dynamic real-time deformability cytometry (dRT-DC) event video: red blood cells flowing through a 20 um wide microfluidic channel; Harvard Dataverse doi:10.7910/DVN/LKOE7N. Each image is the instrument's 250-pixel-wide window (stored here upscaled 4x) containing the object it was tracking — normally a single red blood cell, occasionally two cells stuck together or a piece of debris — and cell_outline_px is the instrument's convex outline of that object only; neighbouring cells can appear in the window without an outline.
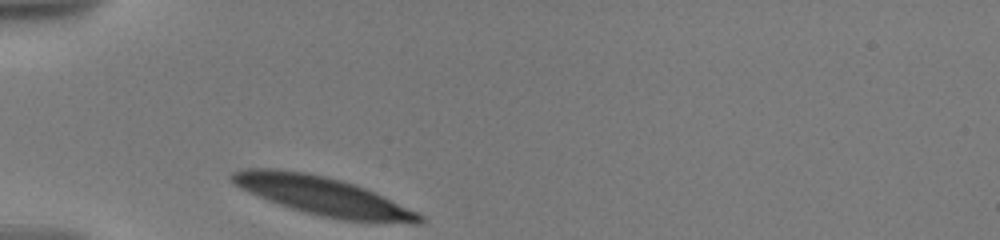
{"species": "human", "species_latin": "Homo sapiens", "temperature_condition": "warm", "stored_images_in_passage": 8, "camera_frame_rate_fps": 3000, "um_per_image_px": 0.085, "donor": {"sex": "male"}, "frame": {"image": 1, "passage_image": 1, "time_ms": 0.0, "image_size_px": [1000, 240], "cell_outline_px": [[424, 220], [420, 224], [412, 224], [344, 220], [320, 216], [304, 212], [268, 200], [240, 188], [228, 176], [232, 172], [244, 168], [276, 168], [304, 172], [324, 176], [340, 180], [364, 188], [416, 212], [424, 216]], "centroid_in_image_um": [27.41, 16.66], "position_along_channel_um": 57.6, "area_um2": 41.44}}
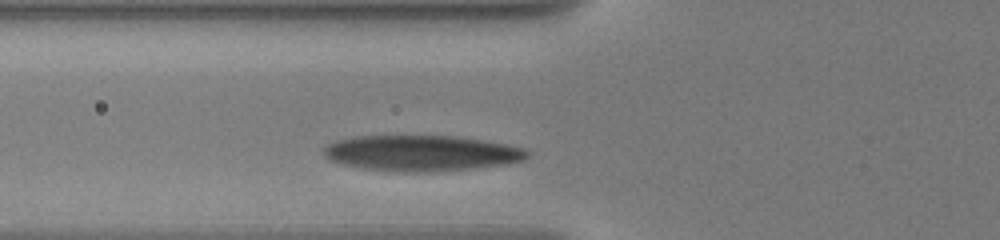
{"frame": {"image": 2, "passage_image": 6, "time_ms": 1.333, "image_size_px": [1000, 240], "cell_outline_px": [[528, 156], [524, 160], [508, 164], [476, 168], [424, 172], [404, 172], [364, 168], [344, 164], [328, 160], [324, 156], [324, 148], [328, 144], [336, 140], [360, 136], [456, 136], [484, 140], [524, 148], [528, 152]], "centroid_in_image_um": [35.84, 13.02], "position_along_channel_um": 90.0, "area_um2": 42.25}}
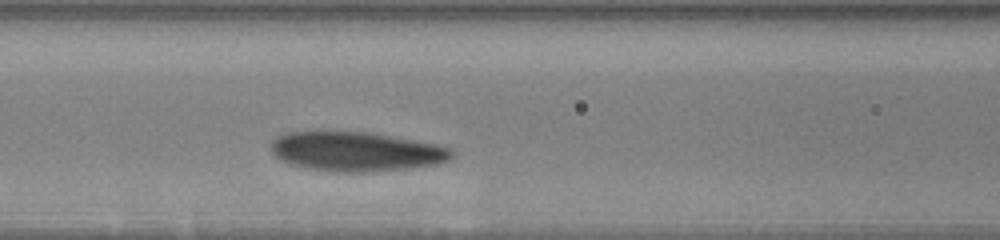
{"frame": {"image": 3, "passage_image": 8, "time_ms": 2.667, "image_size_px": [1000, 240], "cell_outline_px": [[452, 156], [448, 160], [436, 164], [408, 168], [368, 172], [332, 172], [304, 168], [280, 160], [272, 152], [272, 140], [288, 132], [368, 132], [436, 144], [452, 148]], "centroid_in_image_um": [30.26, 12.89], "position_along_channel_um": 136.3, "area_um2": 41.21}}